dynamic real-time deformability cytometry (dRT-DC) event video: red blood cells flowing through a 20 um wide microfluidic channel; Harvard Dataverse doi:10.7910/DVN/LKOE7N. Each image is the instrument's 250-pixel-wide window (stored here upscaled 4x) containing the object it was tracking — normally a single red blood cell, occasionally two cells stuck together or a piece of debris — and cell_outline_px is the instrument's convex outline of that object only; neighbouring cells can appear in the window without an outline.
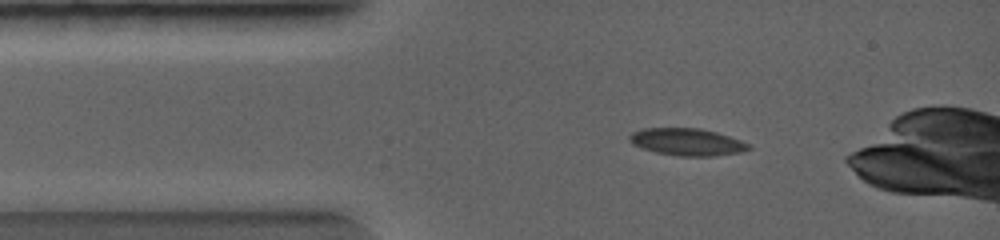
{"species": "common noctule bat (a hibernating species)", "species_latin": "Nyctalus noctula", "temperature_condition": "warm", "stored_images_in_passage": 46, "camera_frame_rate_fps": 5000, "um_per_image_px": 0.085, "animal": {"sex": "female", "body_mass_g": 19.0, "forearm_length_mm": 56.7}, "frame": {"image": 1, "passage_image": 6, "time_ms": 1.0, "image_size_px": [1000, 240], "cell_outline_px": [[752, 148], [740, 152], [716, 156], [680, 156], [656, 152], [632, 144], [628, 140], [628, 136], [632, 132], [644, 128], [700, 128], [716, 132], [740, 140], [748, 144]], "centroid_in_image_um": [58.38, 12.06], "position_along_channel_um": 26.6, "area_um2": 18.79}}
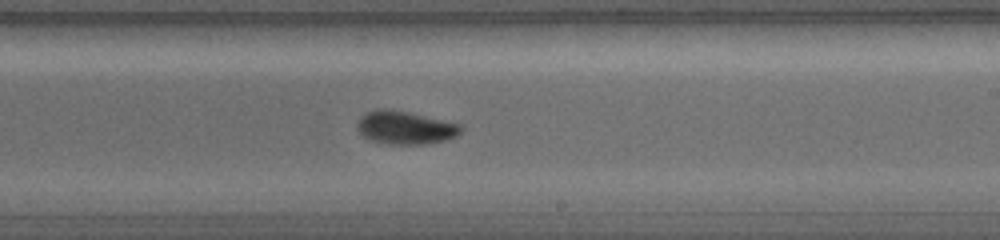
{"frame": {"image": 2, "passage_image": 24, "time_ms": 4.6, "image_size_px": [1000, 240], "cell_outline_px": [[464, 128], [456, 136], [444, 140], [424, 144], [388, 144], [368, 140], [356, 128], [356, 124], [360, 116], [376, 108], [384, 108], [408, 112], [464, 124]], "centroid_in_image_um": [34.44, 10.84], "position_along_channel_um": 254.6, "area_um2": 20.23}}
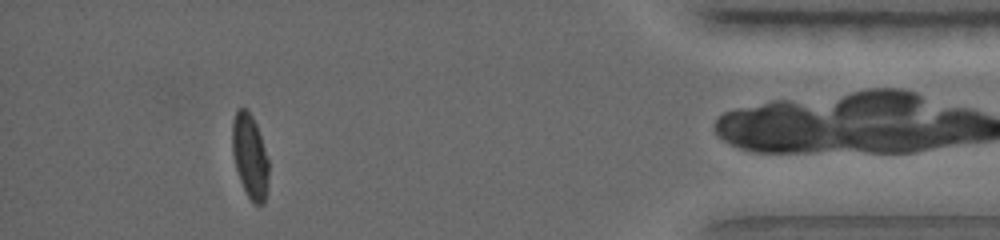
{"frame": {"image": 3, "passage_image": 39, "time_ms": 7.6, "image_size_px": [1000, 240], "cell_outline_px": [[268, 176], [264, 204], [256, 204], [248, 196], [240, 180], [236, 168], [232, 152], [232, 120], [236, 112], [240, 108], [248, 108], [256, 124], [268, 160]], "centroid_in_image_um": [21.22, 13.24], "position_along_channel_um": 414.0, "area_um2": 17.57}}